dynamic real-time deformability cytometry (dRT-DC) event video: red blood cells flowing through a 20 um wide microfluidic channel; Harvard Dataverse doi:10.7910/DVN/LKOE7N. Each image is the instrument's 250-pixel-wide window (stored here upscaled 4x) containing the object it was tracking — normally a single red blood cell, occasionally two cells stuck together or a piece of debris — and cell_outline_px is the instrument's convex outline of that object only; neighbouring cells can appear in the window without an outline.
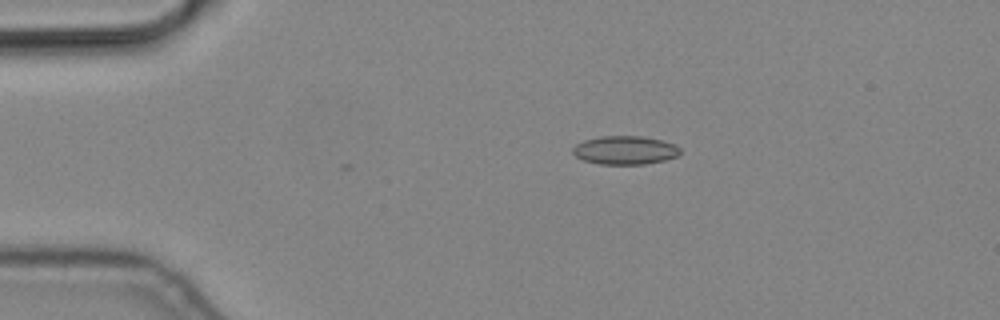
{"species": "common noctule bat (a hibernating species)", "species_latin": "Nyctalus noctula", "temperature_condition": "cold", "stored_images_in_passage": 7, "camera_frame_rate_fps": 3000, "um_per_image_px": 0.085, "animal": {"sex": "male", "body_mass_g": 19.2, "forearm_length_mm": 51.8}, "frame": {"image": 1, "passage_image": 3, "time_ms": 0.667, "image_size_px": [1000, 320], "cell_outline_px": [[680, 152], [676, 156], [664, 160], [644, 164], [600, 164], [584, 160], [576, 156], [572, 152], [572, 148], [576, 144], [584, 140], [600, 136], [640, 136], [660, 140], [676, 144], [680, 148]], "centroid_in_image_um": [53.11, 12.76], "position_along_channel_um": 31.9, "area_um2": 17.74}}
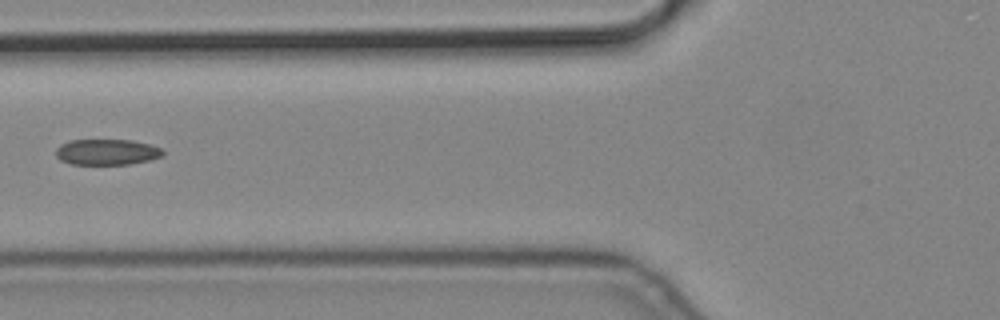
{"frame": {"image": 2, "passage_image": 6, "time_ms": 1.667, "image_size_px": [1000, 320], "cell_outline_px": [[164, 156], [148, 160], [128, 164], [72, 164], [60, 160], [56, 156], [56, 148], [60, 144], [68, 140], [132, 140], [164, 148]], "centroid_in_image_um": [9.09, 12.91], "position_along_channel_um": 116.7, "area_um2": 16.18}}
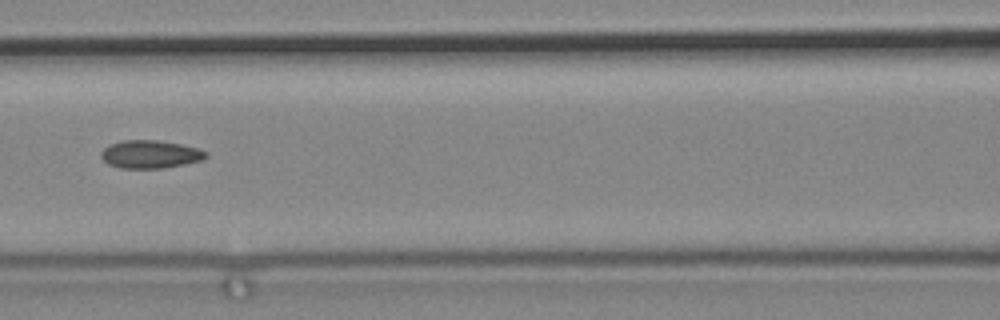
{"frame": {"image": 3, "passage_image": 7, "time_ms": 2.0, "image_size_px": [1000, 320], "cell_outline_px": [[208, 156], [200, 160], [184, 164], [164, 168], [120, 168], [108, 164], [100, 156], [100, 152], [104, 148], [112, 144], [124, 140], [156, 140], [180, 144], [196, 148], [208, 152]], "centroid_in_image_um": [12.76, 13.12], "position_along_channel_um": 153.8, "area_um2": 16.94}}